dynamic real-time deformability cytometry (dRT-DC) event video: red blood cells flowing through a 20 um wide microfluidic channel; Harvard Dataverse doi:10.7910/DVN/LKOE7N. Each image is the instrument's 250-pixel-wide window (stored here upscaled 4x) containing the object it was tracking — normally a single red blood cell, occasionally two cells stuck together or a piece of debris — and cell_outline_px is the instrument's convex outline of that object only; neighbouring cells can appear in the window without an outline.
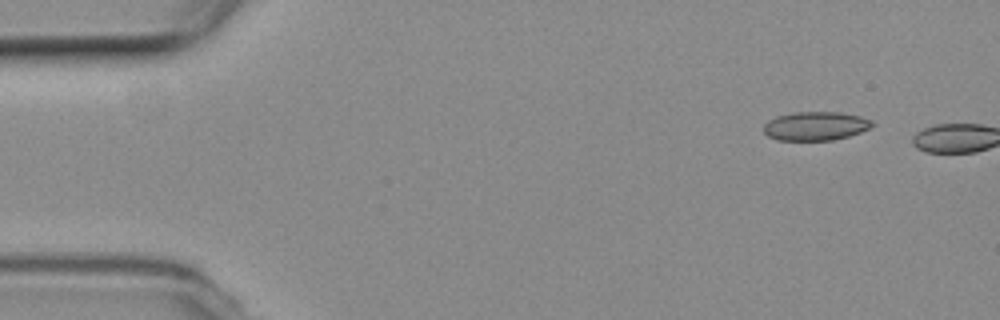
{"species": "common noctule bat (a hibernating species)", "species_latin": "Nyctalus noctula", "temperature_condition": "room temperature", "stored_images_in_passage": 3, "camera_frame_rate_fps": 3000, "um_per_image_px": 0.085, "animal": {"sex": "female", "body_mass_g": 19.3, "forearm_length_mm": 54.1}, "frame": {"image": 1, "passage_image": 1, "time_ms": 0.0, "image_size_px": [1000, 320], "cell_outline_px": [[876, 124], [872, 128], [848, 136], [832, 140], [776, 140], [768, 136], [764, 132], [764, 124], [768, 120], [776, 116], [792, 112], [840, 112], [860, 116], [872, 120]], "centroid_in_image_um": [69.34, 10.7], "position_along_channel_um": 15.7, "area_um2": 18.38}}